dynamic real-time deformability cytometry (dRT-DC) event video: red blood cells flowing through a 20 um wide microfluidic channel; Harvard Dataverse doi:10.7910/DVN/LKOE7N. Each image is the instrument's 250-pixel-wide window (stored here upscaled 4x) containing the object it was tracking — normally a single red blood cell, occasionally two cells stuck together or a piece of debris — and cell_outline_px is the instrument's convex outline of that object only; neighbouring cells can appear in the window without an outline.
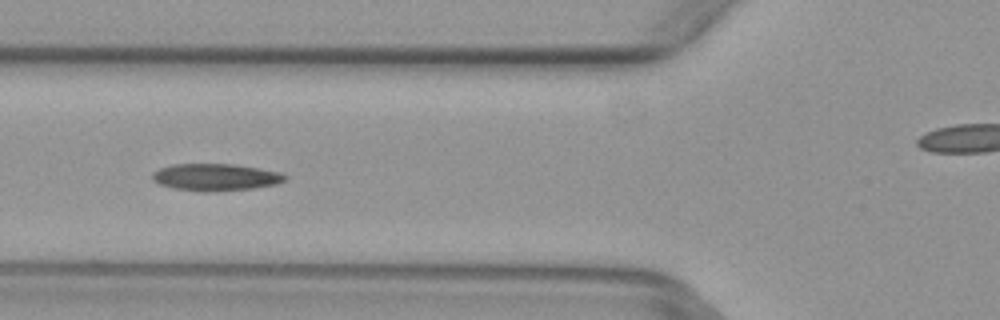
{"species": "common noctule bat (a hibernating species)", "species_latin": "Nyctalus noctula", "temperature_condition": "warm", "stored_images_in_passage": 6, "camera_frame_rate_fps": 3000, "um_per_image_px": 0.085, "animal": {"sex": "female", "body_mass_g": 29.2, "forearm_length_mm": 56.3}, "frame": {"image": 1, "passage_image": 6, "time_ms": 1.667, "image_size_px": [1000, 320], "cell_outline_px": [[288, 176], [284, 180], [276, 184], [252, 188], [208, 192], [204, 192], [172, 188], [160, 184], [152, 180], [152, 172], [160, 168], [172, 164], [236, 164], [280, 172]], "centroid_in_image_um": [18.3, 15.05], "position_along_channel_um": 107.5, "area_um2": 20.92}}